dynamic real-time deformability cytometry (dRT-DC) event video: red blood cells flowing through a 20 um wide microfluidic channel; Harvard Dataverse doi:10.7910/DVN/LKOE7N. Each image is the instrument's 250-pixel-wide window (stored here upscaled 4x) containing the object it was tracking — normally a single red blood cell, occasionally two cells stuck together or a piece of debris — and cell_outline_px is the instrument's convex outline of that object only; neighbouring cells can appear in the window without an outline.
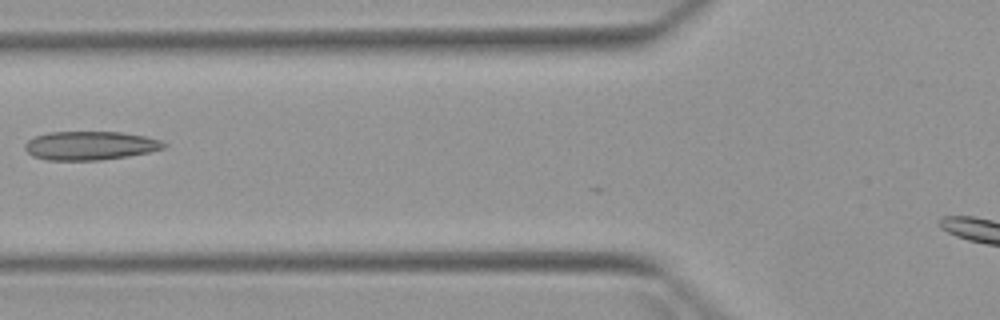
{"species": "Egyptian fruit bat (a non-hibernating species)", "species_latin": "Rousettus aegyptiacus", "temperature_condition": "warm", "stored_images_in_passage": 6, "camera_frame_rate_fps": 3000, "um_per_image_px": 0.085, "animal": {"sex": "female"}, "frame": {"image": 1, "passage_image": 6, "time_ms": 6.0, "image_size_px": [1000, 320], "cell_outline_px": [[168, 144], [164, 148], [148, 152], [128, 156], [100, 160], [48, 160], [32, 156], [24, 148], [24, 144], [28, 140], [36, 136], [48, 132], [120, 132], [144, 136], [160, 140]], "centroid_in_image_um": [7.65, 12.38], "position_along_channel_um": 118.2, "area_um2": 23.18}}